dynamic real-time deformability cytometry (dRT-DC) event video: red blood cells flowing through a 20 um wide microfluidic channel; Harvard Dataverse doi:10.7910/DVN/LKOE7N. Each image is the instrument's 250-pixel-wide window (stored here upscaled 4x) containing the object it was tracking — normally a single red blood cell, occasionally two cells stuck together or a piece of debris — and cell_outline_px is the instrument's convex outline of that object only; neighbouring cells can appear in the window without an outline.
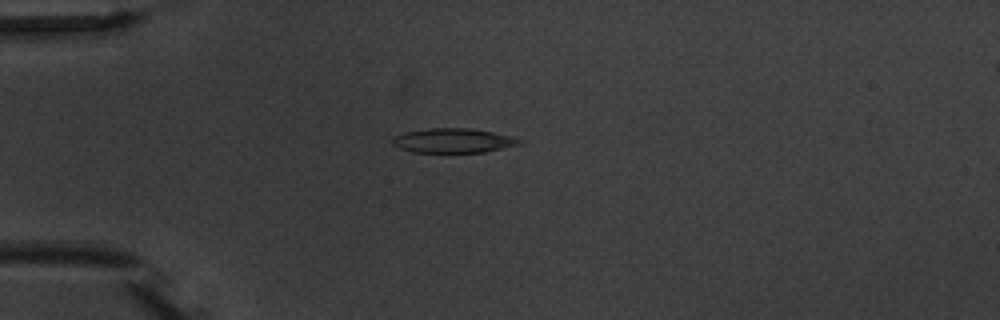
{"species": "common noctule bat (a hibernating species)", "species_latin": "Nyctalus noctula", "temperature_condition": "warm", "stored_images_in_passage": 5, "camera_frame_rate_fps": 3000, "um_per_image_px": 0.085, "animal": {"sex": "male", "body_mass_g": 20.1, "forearm_length_mm": 53.5}, "frame": {"image": 1, "passage_image": 1, "time_ms": 0.0, "image_size_px": [1000, 320], "cell_outline_px": [[524, 144], [484, 152], [412, 152], [400, 148], [392, 144], [392, 140], [396, 136], [404, 132], [432, 128], [468, 128], [492, 132], [524, 140]], "centroid_in_image_um": [38.55, 11.95], "position_along_channel_um": 46.4, "area_um2": 17.98}}
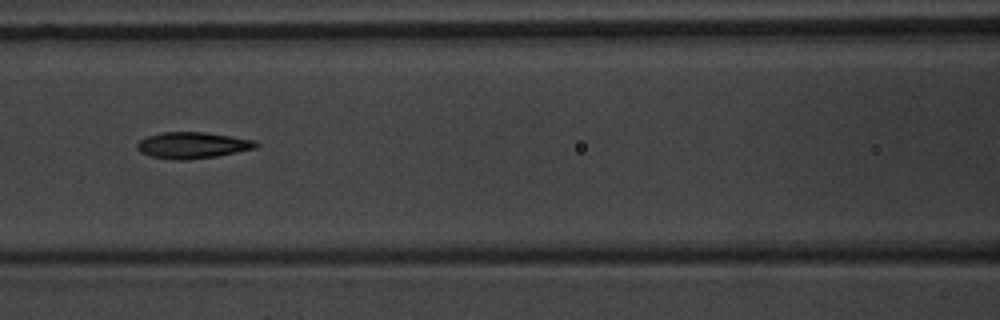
{"frame": {"image": 2, "passage_image": 4, "time_ms": 3.333, "image_size_px": [1000, 320], "cell_outline_px": [[260, 144], [256, 148], [216, 156], [188, 160], [172, 160], [152, 156], [140, 152], [136, 148], [136, 144], [140, 140], [148, 136], [160, 132], [204, 132], [232, 136], [256, 140]], "centroid_in_image_um": [16.37, 12.34], "position_along_channel_um": 150.2, "area_um2": 18.32}}
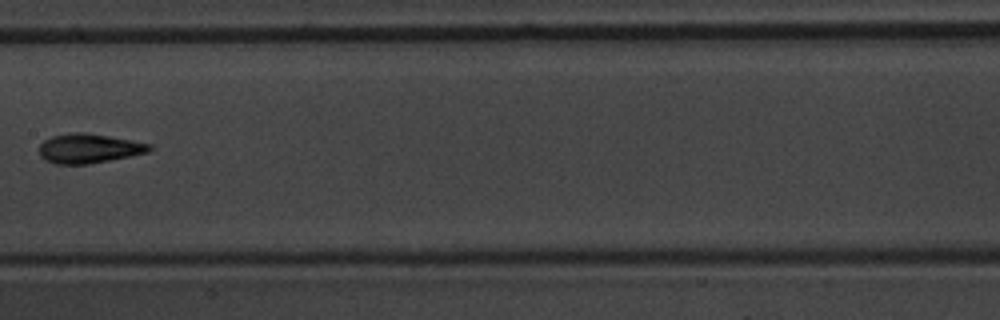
{"frame": {"image": 3, "passage_image": 5, "time_ms": 4.667, "image_size_px": [1000, 320], "cell_outline_px": [[152, 148], [148, 152], [88, 164], [56, 164], [44, 160], [40, 156], [40, 144], [44, 140], [52, 136], [72, 132], [84, 132], [132, 140], [152, 144]], "centroid_in_image_um": [7.53, 12.61], "position_along_channel_um": 199.9, "area_um2": 18.79}}